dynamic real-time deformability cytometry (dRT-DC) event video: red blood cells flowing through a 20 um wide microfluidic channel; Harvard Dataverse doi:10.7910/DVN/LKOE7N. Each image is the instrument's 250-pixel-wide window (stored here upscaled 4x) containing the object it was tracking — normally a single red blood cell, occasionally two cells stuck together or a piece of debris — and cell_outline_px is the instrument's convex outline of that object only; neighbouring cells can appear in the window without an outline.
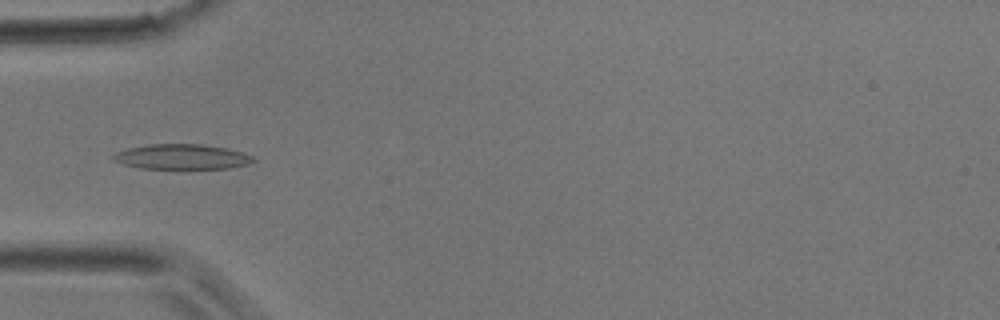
{"species": "common noctule bat (a hibernating species)", "species_latin": "Nyctalus noctula", "temperature_condition": "room temperature", "stored_images_in_passage": 29, "camera_frame_rate_fps": 3000, "um_per_image_px": 0.085, "animal": {"sex": "male", "body_mass_g": 17.9}, "frame": {"image": 1, "passage_image": 8, "time_ms": 2.333, "image_size_px": [1000, 320], "cell_outline_px": [[256, 160], [248, 164], [228, 168], [140, 168], [124, 164], [112, 160], [112, 156], [116, 152], [128, 148], [148, 144], [200, 144], [228, 148], [256, 156]], "centroid_in_image_um": [15.48, 13.31], "position_along_channel_um": 69.5, "area_um2": 20.46}}
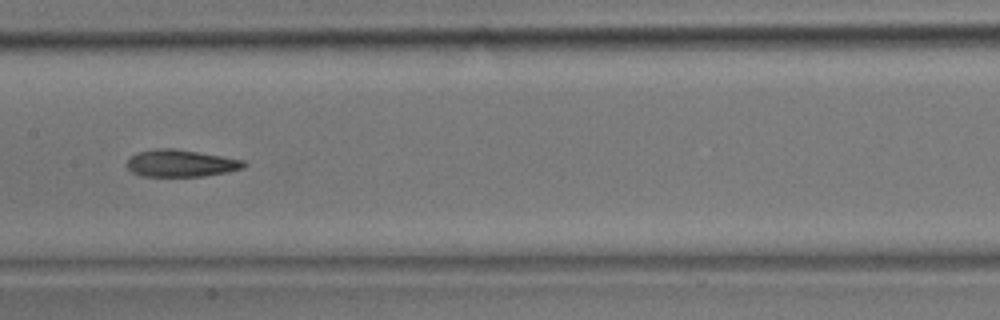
{"frame": {"image": 2, "passage_image": 15, "time_ms": 4.667, "image_size_px": [1000, 320], "cell_outline_px": [[248, 164], [244, 168], [228, 172], [204, 176], [140, 176], [132, 172], [124, 164], [136, 152], [156, 148], [176, 148], [244, 160]], "centroid_in_image_um": [15.36, 13.87], "position_along_channel_um": 192.0, "area_um2": 18.67}}
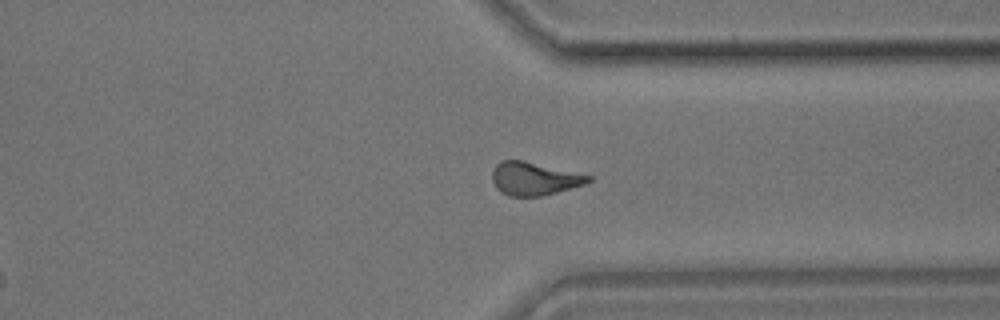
{"frame": {"image": 3, "passage_image": 25, "time_ms": 8.0, "image_size_px": [1000, 320], "cell_outline_px": [[592, 180], [584, 184], [556, 192], [540, 196], [508, 196], [500, 192], [496, 188], [492, 180], [492, 172], [496, 164], [500, 160], [524, 160], [592, 176]], "centroid_in_image_um": [45.37, 15.18], "position_along_channel_um": 366.0, "area_um2": 18.5}}